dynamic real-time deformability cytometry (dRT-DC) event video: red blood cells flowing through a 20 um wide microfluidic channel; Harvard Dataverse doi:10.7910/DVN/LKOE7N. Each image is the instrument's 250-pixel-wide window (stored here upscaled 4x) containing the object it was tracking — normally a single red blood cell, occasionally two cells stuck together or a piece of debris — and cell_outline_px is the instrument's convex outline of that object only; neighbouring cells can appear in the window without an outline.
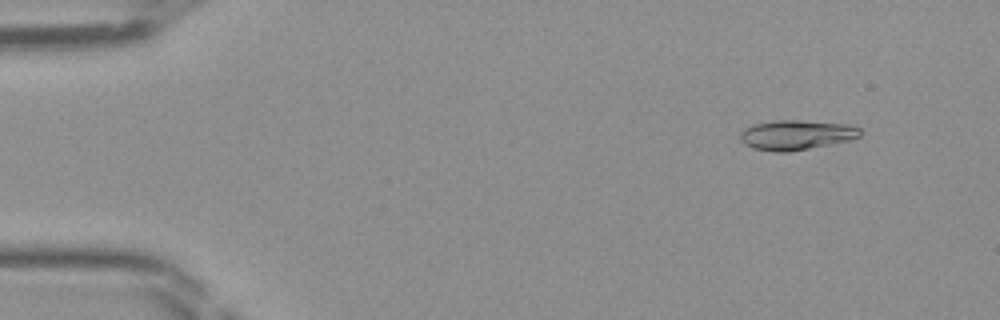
{"species": "Egyptian fruit bat (a non-hibernating species)", "species_latin": "Rousettus aegyptiacus", "temperature_condition": "room temperature", "stored_images_in_passage": 47, "camera_frame_rate_fps": 3000, "um_per_image_px": 0.085, "frame": {"image": 1, "passage_image": 5, "time_ms": 1.333, "image_size_px": [1000, 320], "cell_outline_px": [[860, 136], [848, 140], [788, 152], [772, 152], [752, 148], [744, 144], [740, 140], [740, 132], [744, 128], [756, 124], [776, 120], [800, 120], [848, 124], [860, 128]], "centroid_in_image_um": [67.64, 11.47], "position_along_channel_um": 17.4, "area_um2": 20.69}}
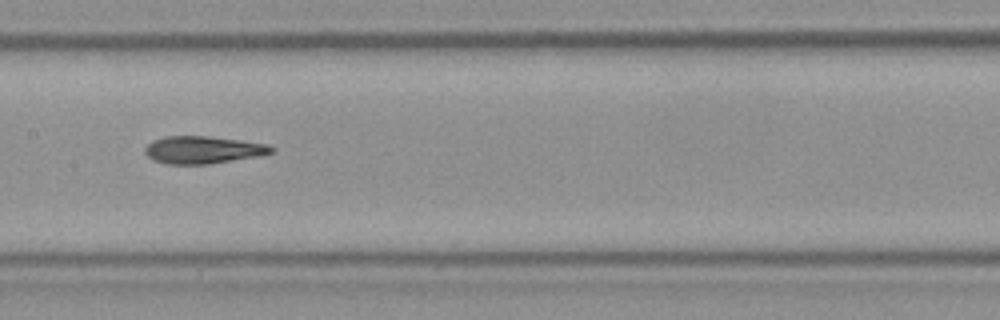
{"frame": {"image": 2, "passage_image": 24, "time_ms": 7.667, "image_size_px": [1000, 320], "cell_outline_px": [[276, 148], [272, 152], [260, 156], [208, 164], [164, 164], [152, 160], [144, 152], [144, 148], [152, 140], [164, 136], [208, 136], [240, 140], [268, 144]], "centroid_in_image_um": [17.24, 12.74], "position_along_channel_um": 190.2, "area_um2": 20.4}}
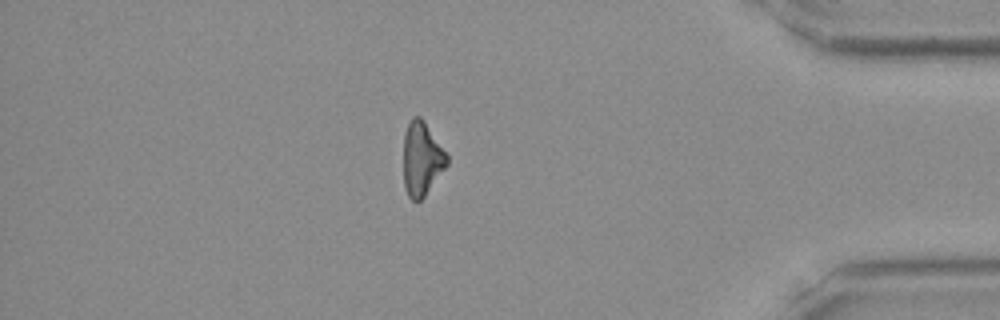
{"frame": {"image": 3, "passage_image": 41, "time_ms": 13.333, "image_size_px": [1000, 320], "cell_outline_px": [[448, 164], [424, 196], [420, 200], [412, 200], [408, 196], [404, 188], [404, 132], [412, 116], [420, 116], [424, 120], [448, 156]], "centroid_in_image_um": [35.84, 13.48], "position_along_channel_um": 399.4, "area_um2": 18.55}}